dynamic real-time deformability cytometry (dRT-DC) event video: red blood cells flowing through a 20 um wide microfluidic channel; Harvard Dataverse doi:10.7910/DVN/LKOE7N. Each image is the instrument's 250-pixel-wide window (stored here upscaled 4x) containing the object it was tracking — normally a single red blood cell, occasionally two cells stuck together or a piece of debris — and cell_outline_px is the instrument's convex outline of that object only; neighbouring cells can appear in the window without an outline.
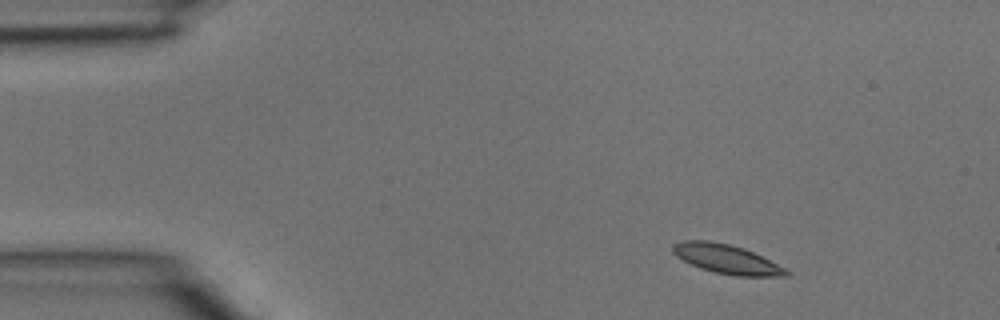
{"species": "common noctule bat (a hibernating species)", "species_latin": "Nyctalus noctula", "temperature_condition": "room temperature", "stored_images_in_passage": 4, "camera_frame_rate_fps": 3000, "um_per_image_px": 0.085, "animal": {"sex": "male", "body_mass_g": 15.6}, "frame": {"image": 1, "passage_image": 1, "time_ms": 0.0, "image_size_px": [1000, 320], "cell_outline_px": [[792, 272], [788, 276], [736, 276], [716, 272], [700, 268], [676, 256], [672, 252], [672, 244], [680, 240], [708, 240], [728, 244], [744, 248]], "centroid_in_image_um": [61.72, 22.01], "position_along_channel_um": 23.3, "area_um2": 19.07}}
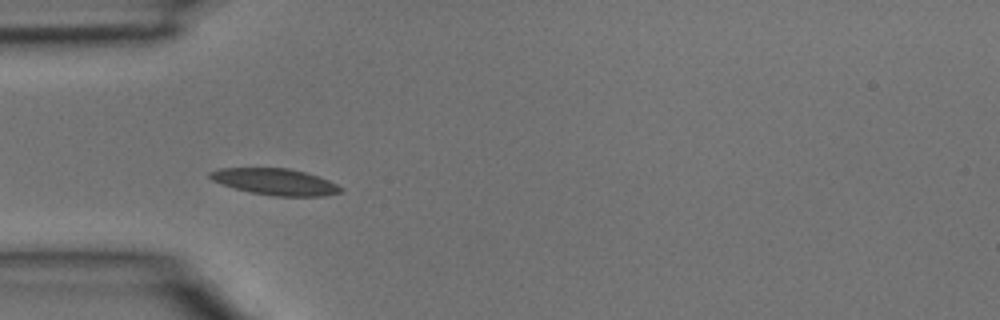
{"frame": {"image": 2, "passage_image": 3, "time_ms": 0.667, "image_size_px": [1000, 320], "cell_outline_px": [[344, 192], [324, 196], [272, 196], [252, 192], [236, 188], [212, 180], [208, 176], [208, 172], [220, 168], [288, 168], [304, 172], [328, 180], [344, 188]], "centroid_in_image_um": [23.42, 15.45], "position_along_channel_um": 61.6, "area_um2": 20.0}}